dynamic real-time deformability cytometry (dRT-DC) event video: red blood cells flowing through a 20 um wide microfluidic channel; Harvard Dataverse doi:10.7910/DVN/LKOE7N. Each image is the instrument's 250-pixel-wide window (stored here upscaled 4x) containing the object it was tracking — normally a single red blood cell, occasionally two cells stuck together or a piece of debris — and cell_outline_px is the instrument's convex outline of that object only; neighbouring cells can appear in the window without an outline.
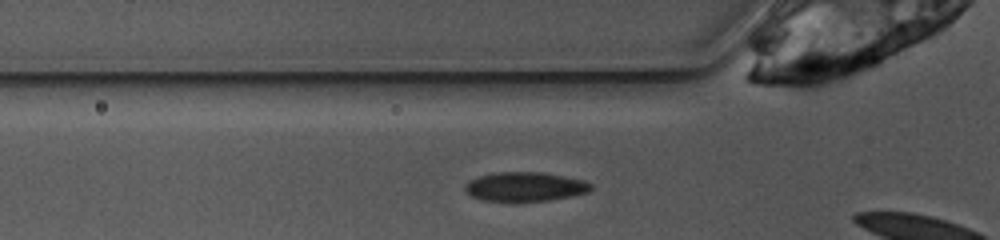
{"species": "common noctule bat (a hibernating species)", "species_latin": "Nyctalus noctula", "temperature_condition": "warm", "stored_images_in_passage": 4, "camera_frame_rate_fps": 3000, "um_per_image_px": 0.085, "animal": {"sex": "female", "body_mass_g": 10.0, "forearm_length_mm": 53.1}, "frame": {"image": 1, "passage_image": 2, "time_ms": 0.333, "image_size_px": [1000, 240], "cell_outline_px": [[592, 188], [588, 192], [548, 200], [480, 200], [472, 196], [464, 188], [464, 184], [468, 180], [492, 172], [544, 172], [584, 180], [592, 184]], "centroid_in_image_um": [44.61, 15.84], "position_along_channel_um": 81.2, "area_um2": 21.15}}